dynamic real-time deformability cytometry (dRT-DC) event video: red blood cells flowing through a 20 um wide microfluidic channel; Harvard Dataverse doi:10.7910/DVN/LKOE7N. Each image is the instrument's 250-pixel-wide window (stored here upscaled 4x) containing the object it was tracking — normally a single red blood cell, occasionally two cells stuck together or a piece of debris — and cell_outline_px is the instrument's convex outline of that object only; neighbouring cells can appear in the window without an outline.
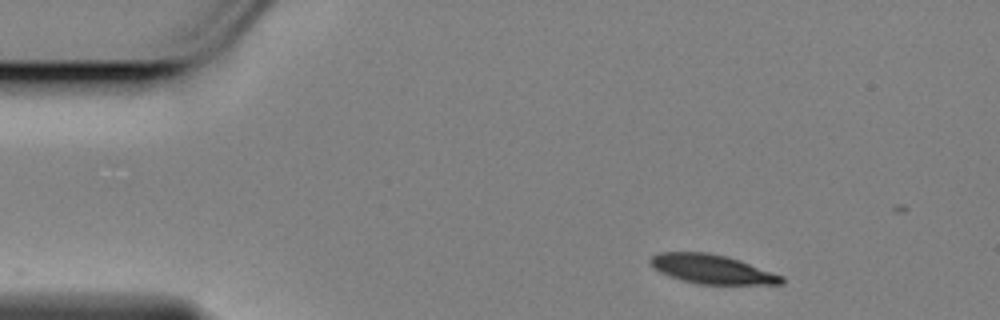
{"species": "Egyptian fruit bat (a non-hibernating species)", "species_latin": "Rousettus aegyptiacus", "temperature_condition": "cold", "stored_images_in_passage": 13, "camera_frame_rate_fps": 3000, "um_per_image_px": 0.085, "animal": {"sex": "female"}, "frame": {"image": 1, "passage_image": 1, "time_ms": 0.0, "image_size_px": [1000, 320], "cell_outline_px": [[784, 284], [696, 284], [680, 280], [668, 276], [652, 268], [648, 260], [652, 256], [660, 252], [708, 252], [728, 256], [740, 260], [784, 276]], "centroid_in_image_um": [60.49, 22.87], "position_along_channel_um": 24.5, "area_um2": 22.54}}
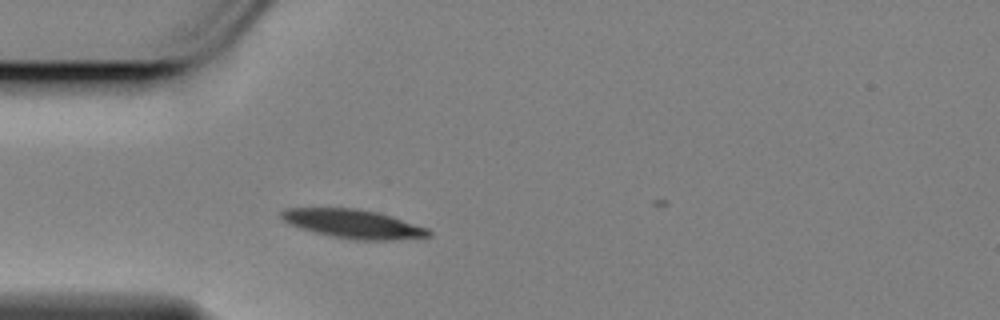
{"frame": {"image": 2, "passage_image": 9, "time_ms": 2.667, "image_size_px": [1000, 320], "cell_outline_px": [[432, 236], [392, 240], [352, 240], [332, 236], [300, 228], [288, 224], [280, 216], [280, 212], [284, 208], [356, 208], [380, 212], [428, 228], [432, 232]], "centroid_in_image_um": [30.04, 19.02], "position_along_channel_um": 55.0, "area_um2": 24.85}}